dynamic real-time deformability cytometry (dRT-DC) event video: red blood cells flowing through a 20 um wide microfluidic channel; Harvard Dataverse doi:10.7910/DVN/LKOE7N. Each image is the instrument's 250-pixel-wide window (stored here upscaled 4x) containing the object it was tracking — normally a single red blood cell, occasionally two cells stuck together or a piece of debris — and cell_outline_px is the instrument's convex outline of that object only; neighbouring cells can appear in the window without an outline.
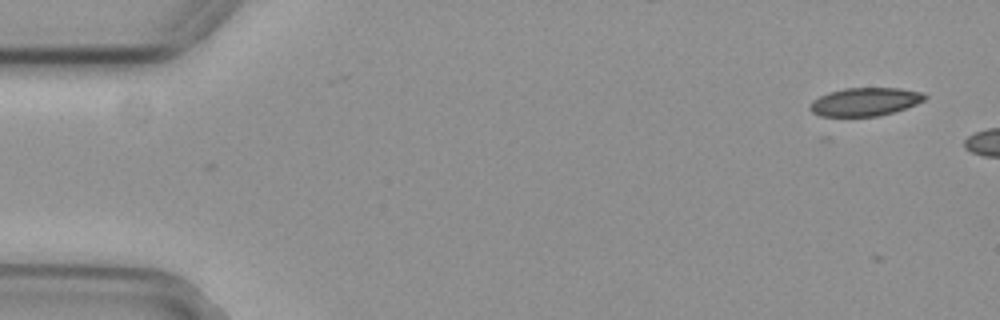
{"species": "common noctule bat (a hibernating species)", "species_latin": "Nyctalus noctula", "temperature_condition": "cold", "stored_images_in_passage": 11, "camera_frame_rate_fps": 3000, "um_per_image_px": 0.085, "animal": {"sex": "female", "body_mass_g": 29.2, "forearm_length_mm": 56.3}, "frame": {"image": 1, "passage_image": 2, "time_ms": 0.333, "image_size_px": [1000, 320], "cell_outline_px": [[928, 96], [924, 100], [916, 104], [892, 112], [876, 116], [820, 116], [812, 112], [808, 108], [812, 100], [828, 92], [844, 88], [900, 88], [924, 92]], "centroid_in_image_um": [73.51, 8.64], "position_along_channel_um": 11.5, "area_um2": 18.9}}